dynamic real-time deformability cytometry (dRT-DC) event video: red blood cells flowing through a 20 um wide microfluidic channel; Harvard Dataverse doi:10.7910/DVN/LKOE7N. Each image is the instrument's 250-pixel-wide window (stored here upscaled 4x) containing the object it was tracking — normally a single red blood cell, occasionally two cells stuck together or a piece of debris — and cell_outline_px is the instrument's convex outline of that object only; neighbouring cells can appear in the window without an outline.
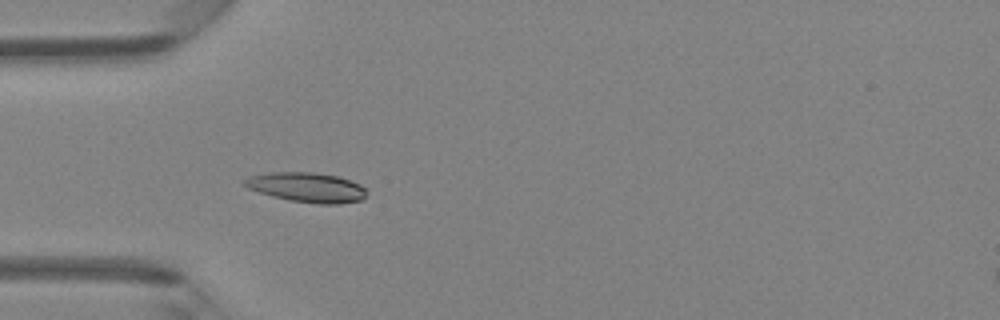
{"species": "Egyptian fruit bat (a non-hibernating species)", "species_latin": "Rousettus aegyptiacus", "temperature_condition": "room temperature", "stored_images_in_passage": 47, "camera_frame_rate_fps": 3000, "um_per_image_px": 0.085, "animal": {"sex": "female"}, "frame": {"image": 1, "passage_image": 15, "time_ms": 4.667, "image_size_px": [1000, 320], "cell_outline_px": [[364, 200], [340, 204], [320, 204], [288, 200], [272, 196], [248, 188], [244, 184], [244, 180], [252, 176], [268, 172], [312, 172], [336, 176], [360, 184], [364, 188]], "centroid_in_image_um": [26.09, 15.93], "position_along_channel_um": 58.9, "area_um2": 20.92}}
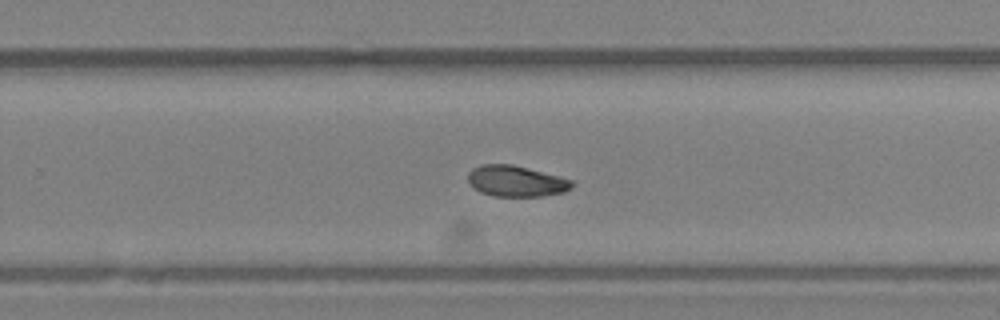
{"frame": {"image": 2, "passage_image": 31, "time_ms": 10.0, "image_size_px": [1000, 320], "cell_outline_px": [[576, 184], [572, 188], [564, 192], [540, 196], [492, 196], [480, 192], [468, 180], [468, 172], [472, 168], [480, 164], [512, 164], [576, 180]], "centroid_in_image_um": [43.92, 15.39], "position_along_channel_um": 285.9, "area_um2": 18.96}}
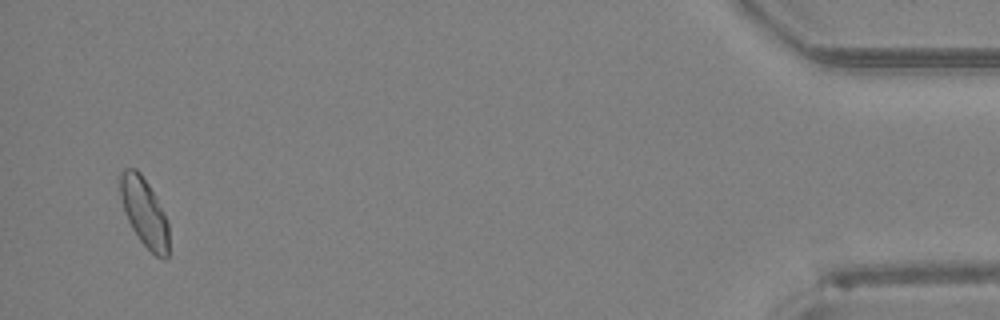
{"frame": {"image": 3, "passage_image": 46, "time_ms": 15.0, "image_size_px": [1000, 320], "cell_outline_px": [[168, 256], [164, 260], [156, 256], [140, 240], [132, 228], [124, 212], [120, 196], [120, 172], [124, 168], [136, 168], [140, 172], [148, 184], [168, 224]], "centroid_in_image_um": [12.23, 18.03], "position_along_channel_um": 423.0, "area_um2": 19.02}, "authors_computed_cell_mechanics": {"area_um2": 19.363, "velocity_mm_per_s": 4.3352, "shape_relaxation_time_tau1_ms": 4.5768, "shape_relaxation_time_tau2_ms": 5.1205, "deformation_change_tau1": 0.1421, "deformation_change_tau2": 0.1231}}